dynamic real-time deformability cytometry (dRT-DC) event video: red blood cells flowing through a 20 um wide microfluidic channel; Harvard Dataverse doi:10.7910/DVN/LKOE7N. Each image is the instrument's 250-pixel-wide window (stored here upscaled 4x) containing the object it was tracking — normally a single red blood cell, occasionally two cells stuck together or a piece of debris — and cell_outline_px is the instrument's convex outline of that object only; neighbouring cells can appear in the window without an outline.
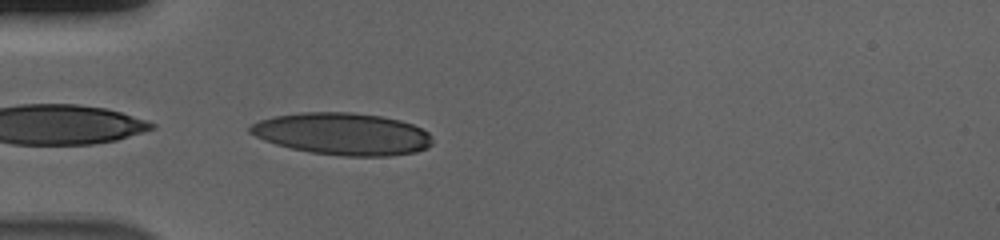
{"species": "human", "species_latin": "Homo sapiens", "temperature_condition": "cold", "stored_images_in_passage": 38, "camera_frame_rate_fps": 3000, "um_per_image_px": 0.085, "donor": {"sex": "male"}, "frame": {"image": 1, "passage_image": 1, "time_ms": 0.0, "image_size_px": [1000, 240], "cell_outline_px": [[432, 144], [428, 148], [416, 152], [388, 156], [344, 156], [312, 152], [292, 148], [276, 144], [264, 140], [248, 132], [248, 128], [252, 124], [260, 120], [276, 116], [300, 112], [352, 112], [380, 116], [400, 120], [412, 124], [428, 132], [432, 136]], "centroid_in_image_um": [29.14, 11.38], "position_along_channel_um": 55.9, "area_um2": 44.62}}
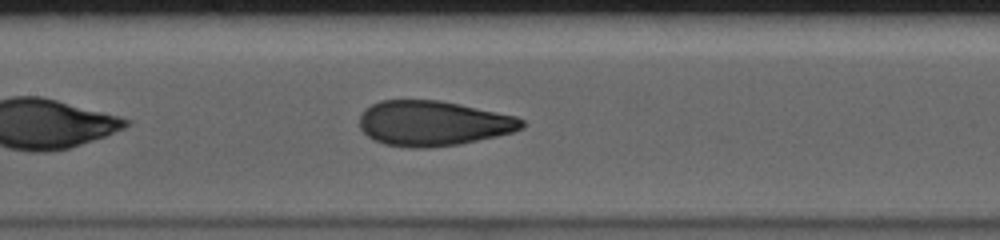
{"frame": {"image": 2, "passage_image": 11, "time_ms": 3.333, "image_size_px": [1000, 240], "cell_outline_px": [[524, 128], [512, 132], [496, 136], [460, 144], [428, 148], [408, 148], [384, 144], [368, 136], [360, 128], [360, 116], [364, 108], [380, 100], [436, 100], [460, 104], [516, 116], [524, 120]], "centroid_in_image_um": [36.8, 10.48], "position_along_channel_um": 170.6, "area_um2": 42.71}}
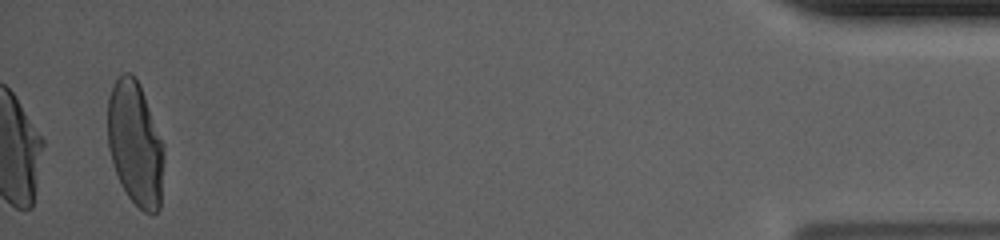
{"frame": {"image": 3, "passage_image": 38, "time_ms": 12.333, "image_size_px": [1000, 240], "cell_outline_px": [[164, 156], [160, 208], [156, 212], [144, 212], [128, 196], [120, 184], [108, 148], [108, 96], [116, 80], [124, 72], [128, 72], [140, 84], [164, 144]], "centroid_in_image_um": [11.51, 12.22], "position_along_channel_um": 423.7, "area_um2": 40.58}, "authors_computed_cell_mechanics": {"area_um2": 42.5408, "velocity_mm_per_s": 3.6964, "shape_relaxation_time_tau1_ms": 5.0413, "shape_relaxation_time_tau2_ms": 0.7327, "deformation_change_tau1": 0.1992, "deformation_change_tau2": 0.0662}}